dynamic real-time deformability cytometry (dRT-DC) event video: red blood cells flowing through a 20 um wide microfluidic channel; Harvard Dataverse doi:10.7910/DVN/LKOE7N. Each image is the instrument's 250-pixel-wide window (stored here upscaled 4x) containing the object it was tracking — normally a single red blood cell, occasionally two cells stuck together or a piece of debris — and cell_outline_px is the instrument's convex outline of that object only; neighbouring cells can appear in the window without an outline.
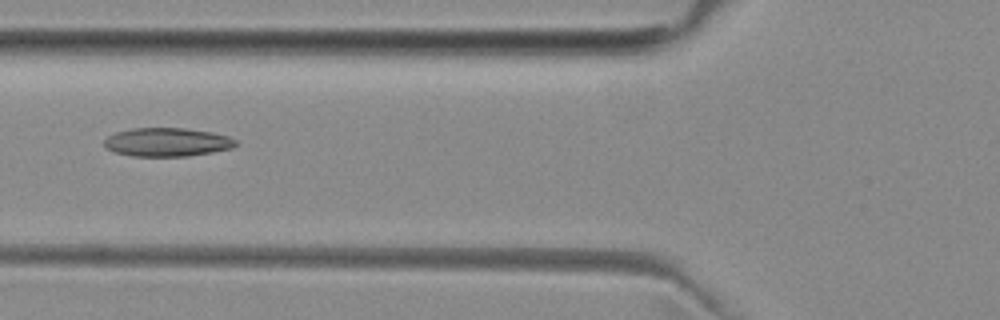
{"species": "common noctule bat (a hibernating species)", "species_latin": "Nyctalus noctula", "temperature_condition": "room temperature", "stored_images_in_passage": 2, "camera_frame_rate_fps": 3000, "um_per_image_px": 0.085, "animal": {"sex": "female", "body_mass_g": 29.2, "forearm_length_mm": 56.3}, "frame": {"image": 1, "passage_image": 2, "time_ms": 1.333, "image_size_px": [1000, 320], "cell_outline_px": [[236, 144], [232, 148], [212, 152], [188, 156], [132, 156], [116, 152], [104, 148], [104, 140], [108, 136], [116, 132], [132, 128], [184, 128], [212, 132], [228, 136], [236, 140]], "centroid_in_image_um": [14.19, 12.08], "position_along_channel_um": 111.6, "area_um2": 21.91}}